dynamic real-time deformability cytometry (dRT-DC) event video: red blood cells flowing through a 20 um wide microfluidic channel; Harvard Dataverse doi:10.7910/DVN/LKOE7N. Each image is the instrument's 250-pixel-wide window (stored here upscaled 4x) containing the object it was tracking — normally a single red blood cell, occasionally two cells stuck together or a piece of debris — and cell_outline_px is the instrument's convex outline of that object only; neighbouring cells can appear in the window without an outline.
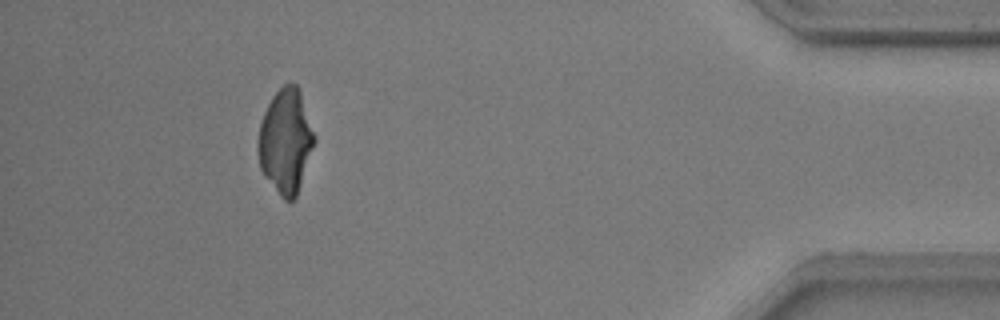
{"species": "common noctule bat (a hibernating species)", "species_latin": "Nyctalus noctula", "temperature_condition": "warm", "stored_images_in_passage": 38, "camera_frame_rate_fps": 3000, "um_per_image_px": 0.085, "animal": {"sex": "male", "body_mass_g": 17.9, "forearm_length_mm": 54.2}, "frame": {"image": 1, "passage_image": 34, "time_ms": 11.0, "image_size_px": [1000, 320], "cell_outline_px": [[316, 140], [296, 196], [292, 200], [284, 200], [280, 196], [264, 176], [260, 168], [256, 148], [256, 140], [260, 124], [264, 112], [272, 96], [284, 84], [296, 84], [300, 88], [316, 136]], "centroid_in_image_um": [24.27, 11.98], "position_along_channel_um": 410.9, "area_um2": 34.56}}